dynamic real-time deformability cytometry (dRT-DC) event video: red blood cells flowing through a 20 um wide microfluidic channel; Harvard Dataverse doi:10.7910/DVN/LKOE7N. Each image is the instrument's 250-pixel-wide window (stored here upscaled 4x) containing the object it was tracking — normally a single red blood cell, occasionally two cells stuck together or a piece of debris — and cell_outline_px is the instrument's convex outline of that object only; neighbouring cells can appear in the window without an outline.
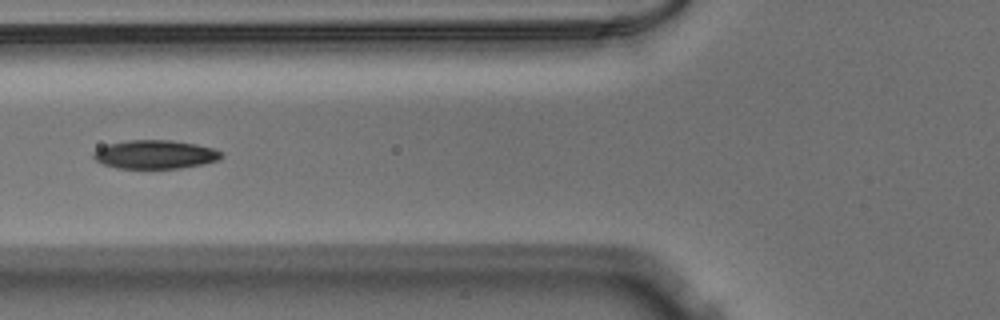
{"species": "Egyptian fruit bat (a non-hibernating species)", "species_latin": "Rousettus aegyptiacus", "temperature_condition": "warm", "stored_images_in_passage": 19, "segment_of_instrument_passage": [2, 2], "camera_frame_rate_fps": 3000, "um_per_image_px": 0.085, "animal": {"sex": "male"}, "frame": {"image": 1, "passage_image": 17, "time_ms": 5.333, "image_size_px": [1000, 320], "cell_outline_px": [[224, 156], [220, 160], [180, 168], [116, 168], [104, 164], [96, 160], [92, 156], [92, 152], [108, 144], [128, 140], [172, 140], [196, 144], [212, 148], [224, 152]], "centroid_in_image_um": [13.21, 13.12], "position_along_channel_um": 112.6, "area_um2": 21.33}}